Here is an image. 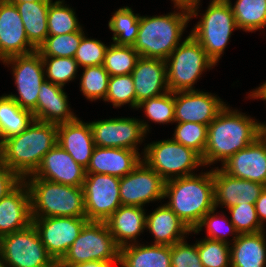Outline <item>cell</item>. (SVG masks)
Returning <instances> with one entry per match:
<instances>
[{"instance_id":"1","label":"cell","mask_w":266,"mask_h":267,"mask_svg":"<svg viewBox=\"0 0 266 267\" xmlns=\"http://www.w3.org/2000/svg\"><path fill=\"white\" fill-rule=\"evenodd\" d=\"M261 135L262 123L237 110H231L226 104L208 125L207 144L202 161L205 166L217 161L223 164Z\"/></svg>"},{"instance_id":"2","label":"cell","mask_w":266,"mask_h":267,"mask_svg":"<svg viewBox=\"0 0 266 267\" xmlns=\"http://www.w3.org/2000/svg\"><path fill=\"white\" fill-rule=\"evenodd\" d=\"M56 144L57 125L34 120L20 134L0 144V158L23 180L36 171L43 156Z\"/></svg>"},{"instance_id":"3","label":"cell","mask_w":266,"mask_h":267,"mask_svg":"<svg viewBox=\"0 0 266 267\" xmlns=\"http://www.w3.org/2000/svg\"><path fill=\"white\" fill-rule=\"evenodd\" d=\"M166 205L192 231L202 217L215 208L213 170L165 181Z\"/></svg>"},{"instance_id":"4","label":"cell","mask_w":266,"mask_h":267,"mask_svg":"<svg viewBox=\"0 0 266 267\" xmlns=\"http://www.w3.org/2000/svg\"><path fill=\"white\" fill-rule=\"evenodd\" d=\"M190 13L179 12L160 16H140V26L133 48L139 56L166 60L180 44L181 36L190 21Z\"/></svg>"},{"instance_id":"5","label":"cell","mask_w":266,"mask_h":267,"mask_svg":"<svg viewBox=\"0 0 266 267\" xmlns=\"http://www.w3.org/2000/svg\"><path fill=\"white\" fill-rule=\"evenodd\" d=\"M23 180L30 193L32 218L86 217L83 187L64 185L40 178Z\"/></svg>"},{"instance_id":"6","label":"cell","mask_w":266,"mask_h":267,"mask_svg":"<svg viewBox=\"0 0 266 267\" xmlns=\"http://www.w3.org/2000/svg\"><path fill=\"white\" fill-rule=\"evenodd\" d=\"M166 64L167 84L173 93L195 90L194 84L203 71L216 65L191 34L169 55Z\"/></svg>"},{"instance_id":"7","label":"cell","mask_w":266,"mask_h":267,"mask_svg":"<svg viewBox=\"0 0 266 267\" xmlns=\"http://www.w3.org/2000/svg\"><path fill=\"white\" fill-rule=\"evenodd\" d=\"M201 20L191 30V35L203 47L208 57L217 64L224 53L233 30L237 28L230 3L227 0L210 1Z\"/></svg>"},{"instance_id":"8","label":"cell","mask_w":266,"mask_h":267,"mask_svg":"<svg viewBox=\"0 0 266 267\" xmlns=\"http://www.w3.org/2000/svg\"><path fill=\"white\" fill-rule=\"evenodd\" d=\"M119 256L120 247L105 221H88L57 265L71 267L92 261H119Z\"/></svg>"},{"instance_id":"9","label":"cell","mask_w":266,"mask_h":267,"mask_svg":"<svg viewBox=\"0 0 266 267\" xmlns=\"http://www.w3.org/2000/svg\"><path fill=\"white\" fill-rule=\"evenodd\" d=\"M142 153V160L165 181L194 175V169L205 166L198 152L173 139L147 144Z\"/></svg>"},{"instance_id":"10","label":"cell","mask_w":266,"mask_h":267,"mask_svg":"<svg viewBox=\"0 0 266 267\" xmlns=\"http://www.w3.org/2000/svg\"><path fill=\"white\" fill-rule=\"evenodd\" d=\"M57 263L47 253L36 227L0 237L1 267H55Z\"/></svg>"},{"instance_id":"11","label":"cell","mask_w":266,"mask_h":267,"mask_svg":"<svg viewBox=\"0 0 266 267\" xmlns=\"http://www.w3.org/2000/svg\"><path fill=\"white\" fill-rule=\"evenodd\" d=\"M12 67L18 96L8 94L22 109L36 110L41 84L46 80L41 55L35 51L27 55H19L2 61Z\"/></svg>"},{"instance_id":"12","label":"cell","mask_w":266,"mask_h":267,"mask_svg":"<svg viewBox=\"0 0 266 267\" xmlns=\"http://www.w3.org/2000/svg\"><path fill=\"white\" fill-rule=\"evenodd\" d=\"M119 185L116 176L86 173L83 191L89 221H106L121 206Z\"/></svg>"},{"instance_id":"13","label":"cell","mask_w":266,"mask_h":267,"mask_svg":"<svg viewBox=\"0 0 266 267\" xmlns=\"http://www.w3.org/2000/svg\"><path fill=\"white\" fill-rule=\"evenodd\" d=\"M94 145L138 151L149 132V125L136 118H111L90 122Z\"/></svg>"},{"instance_id":"14","label":"cell","mask_w":266,"mask_h":267,"mask_svg":"<svg viewBox=\"0 0 266 267\" xmlns=\"http://www.w3.org/2000/svg\"><path fill=\"white\" fill-rule=\"evenodd\" d=\"M89 220L86 217L32 218L47 253L58 263Z\"/></svg>"},{"instance_id":"15","label":"cell","mask_w":266,"mask_h":267,"mask_svg":"<svg viewBox=\"0 0 266 267\" xmlns=\"http://www.w3.org/2000/svg\"><path fill=\"white\" fill-rule=\"evenodd\" d=\"M165 180L143 160L127 175L120 178L121 205L143 207L164 199Z\"/></svg>"},{"instance_id":"16","label":"cell","mask_w":266,"mask_h":267,"mask_svg":"<svg viewBox=\"0 0 266 267\" xmlns=\"http://www.w3.org/2000/svg\"><path fill=\"white\" fill-rule=\"evenodd\" d=\"M175 122L209 125L226 104L216 95L199 90L174 92Z\"/></svg>"},{"instance_id":"17","label":"cell","mask_w":266,"mask_h":267,"mask_svg":"<svg viewBox=\"0 0 266 267\" xmlns=\"http://www.w3.org/2000/svg\"><path fill=\"white\" fill-rule=\"evenodd\" d=\"M86 169L56 144L44 156L36 171L25 178H40L55 183L83 187Z\"/></svg>"},{"instance_id":"18","label":"cell","mask_w":266,"mask_h":267,"mask_svg":"<svg viewBox=\"0 0 266 267\" xmlns=\"http://www.w3.org/2000/svg\"><path fill=\"white\" fill-rule=\"evenodd\" d=\"M37 51L29 42L15 4L0 0V60Z\"/></svg>"},{"instance_id":"19","label":"cell","mask_w":266,"mask_h":267,"mask_svg":"<svg viewBox=\"0 0 266 267\" xmlns=\"http://www.w3.org/2000/svg\"><path fill=\"white\" fill-rule=\"evenodd\" d=\"M221 169L232 177L266 186V137L262 134L246 148L236 152L222 164Z\"/></svg>"},{"instance_id":"20","label":"cell","mask_w":266,"mask_h":267,"mask_svg":"<svg viewBox=\"0 0 266 267\" xmlns=\"http://www.w3.org/2000/svg\"><path fill=\"white\" fill-rule=\"evenodd\" d=\"M214 205L231 206L255 203L265 185L250 180L232 177L221 168L213 169Z\"/></svg>"},{"instance_id":"21","label":"cell","mask_w":266,"mask_h":267,"mask_svg":"<svg viewBox=\"0 0 266 267\" xmlns=\"http://www.w3.org/2000/svg\"><path fill=\"white\" fill-rule=\"evenodd\" d=\"M131 76L136 93V109L142 101L169 91L166 60L140 56Z\"/></svg>"},{"instance_id":"22","label":"cell","mask_w":266,"mask_h":267,"mask_svg":"<svg viewBox=\"0 0 266 267\" xmlns=\"http://www.w3.org/2000/svg\"><path fill=\"white\" fill-rule=\"evenodd\" d=\"M31 223L30 193L22 180L0 199V237L25 229Z\"/></svg>"},{"instance_id":"23","label":"cell","mask_w":266,"mask_h":267,"mask_svg":"<svg viewBox=\"0 0 266 267\" xmlns=\"http://www.w3.org/2000/svg\"><path fill=\"white\" fill-rule=\"evenodd\" d=\"M57 144L75 162L87 169L95 147L90 123L77 117L73 121L57 125Z\"/></svg>"},{"instance_id":"24","label":"cell","mask_w":266,"mask_h":267,"mask_svg":"<svg viewBox=\"0 0 266 267\" xmlns=\"http://www.w3.org/2000/svg\"><path fill=\"white\" fill-rule=\"evenodd\" d=\"M68 106V96L63 87L45 80L40 87L33 118L56 125L73 121L77 116Z\"/></svg>"},{"instance_id":"25","label":"cell","mask_w":266,"mask_h":267,"mask_svg":"<svg viewBox=\"0 0 266 267\" xmlns=\"http://www.w3.org/2000/svg\"><path fill=\"white\" fill-rule=\"evenodd\" d=\"M138 151L95 146L86 173L108 174L122 178L141 161Z\"/></svg>"},{"instance_id":"26","label":"cell","mask_w":266,"mask_h":267,"mask_svg":"<svg viewBox=\"0 0 266 267\" xmlns=\"http://www.w3.org/2000/svg\"><path fill=\"white\" fill-rule=\"evenodd\" d=\"M145 229L154 236V244L169 246L185 239L184 235L192 233L166 204L146 216Z\"/></svg>"},{"instance_id":"27","label":"cell","mask_w":266,"mask_h":267,"mask_svg":"<svg viewBox=\"0 0 266 267\" xmlns=\"http://www.w3.org/2000/svg\"><path fill=\"white\" fill-rule=\"evenodd\" d=\"M105 223L121 248L129 242L137 243L136 237L145 230L146 213L143 207L121 205Z\"/></svg>"},{"instance_id":"28","label":"cell","mask_w":266,"mask_h":267,"mask_svg":"<svg viewBox=\"0 0 266 267\" xmlns=\"http://www.w3.org/2000/svg\"><path fill=\"white\" fill-rule=\"evenodd\" d=\"M265 238L264 230L258 233L239 234L230 246L231 265L233 267H266Z\"/></svg>"},{"instance_id":"29","label":"cell","mask_w":266,"mask_h":267,"mask_svg":"<svg viewBox=\"0 0 266 267\" xmlns=\"http://www.w3.org/2000/svg\"><path fill=\"white\" fill-rule=\"evenodd\" d=\"M121 267H171V246L130 243L120 248Z\"/></svg>"},{"instance_id":"30","label":"cell","mask_w":266,"mask_h":267,"mask_svg":"<svg viewBox=\"0 0 266 267\" xmlns=\"http://www.w3.org/2000/svg\"><path fill=\"white\" fill-rule=\"evenodd\" d=\"M50 2H10L15 4L21 16L26 36L36 49L48 36L47 15Z\"/></svg>"},{"instance_id":"31","label":"cell","mask_w":266,"mask_h":267,"mask_svg":"<svg viewBox=\"0 0 266 267\" xmlns=\"http://www.w3.org/2000/svg\"><path fill=\"white\" fill-rule=\"evenodd\" d=\"M34 121L31 111L22 109L7 95L0 96V144L20 134Z\"/></svg>"},{"instance_id":"32","label":"cell","mask_w":266,"mask_h":267,"mask_svg":"<svg viewBox=\"0 0 266 267\" xmlns=\"http://www.w3.org/2000/svg\"><path fill=\"white\" fill-rule=\"evenodd\" d=\"M232 8L238 29L253 32L266 27V0H236Z\"/></svg>"},{"instance_id":"33","label":"cell","mask_w":266,"mask_h":267,"mask_svg":"<svg viewBox=\"0 0 266 267\" xmlns=\"http://www.w3.org/2000/svg\"><path fill=\"white\" fill-rule=\"evenodd\" d=\"M132 8L126 6L115 11L108 22L109 29L113 32L114 44L133 46L136 42L140 15L133 13Z\"/></svg>"},{"instance_id":"34","label":"cell","mask_w":266,"mask_h":267,"mask_svg":"<svg viewBox=\"0 0 266 267\" xmlns=\"http://www.w3.org/2000/svg\"><path fill=\"white\" fill-rule=\"evenodd\" d=\"M139 57L133 46L113 43L106 49L103 67L110 77L131 74Z\"/></svg>"},{"instance_id":"35","label":"cell","mask_w":266,"mask_h":267,"mask_svg":"<svg viewBox=\"0 0 266 267\" xmlns=\"http://www.w3.org/2000/svg\"><path fill=\"white\" fill-rule=\"evenodd\" d=\"M64 3L63 0L50 2L47 15L48 35L69 34L82 29L74 9Z\"/></svg>"},{"instance_id":"36","label":"cell","mask_w":266,"mask_h":267,"mask_svg":"<svg viewBox=\"0 0 266 267\" xmlns=\"http://www.w3.org/2000/svg\"><path fill=\"white\" fill-rule=\"evenodd\" d=\"M84 35L83 29L69 34L48 35L37 52L41 57H74Z\"/></svg>"},{"instance_id":"37","label":"cell","mask_w":266,"mask_h":267,"mask_svg":"<svg viewBox=\"0 0 266 267\" xmlns=\"http://www.w3.org/2000/svg\"><path fill=\"white\" fill-rule=\"evenodd\" d=\"M80 77V88L87 99L95 101L97 99L105 100L108 91L109 73L103 65L88 66L83 68Z\"/></svg>"},{"instance_id":"38","label":"cell","mask_w":266,"mask_h":267,"mask_svg":"<svg viewBox=\"0 0 266 267\" xmlns=\"http://www.w3.org/2000/svg\"><path fill=\"white\" fill-rule=\"evenodd\" d=\"M138 108H144L146 117L155 123H175L174 93L171 91L142 101Z\"/></svg>"},{"instance_id":"39","label":"cell","mask_w":266,"mask_h":267,"mask_svg":"<svg viewBox=\"0 0 266 267\" xmlns=\"http://www.w3.org/2000/svg\"><path fill=\"white\" fill-rule=\"evenodd\" d=\"M45 79L64 87L76 77L78 63L74 57H42Z\"/></svg>"},{"instance_id":"40","label":"cell","mask_w":266,"mask_h":267,"mask_svg":"<svg viewBox=\"0 0 266 267\" xmlns=\"http://www.w3.org/2000/svg\"><path fill=\"white\" fill-rule=\"evenodd\" d=\"M105 101L111 102L115 108L128 103L132 108H136V93L131 74L109 78Z\"/></svg>"},{"instance_id":"41","label":"cell","mask_w":266,"mask_h":267,"mask_svg":"<svg viewBox=\"0 0 266 267\" xmlns=\"http://www.w3.org/2000/svg\"><path fill=\"white\" fill-rule=\"evenodd\" d=\"M208 126L201 123H178L173 134V140L189 147L201 156L207 144Z\"/></svg>"},{"instance_id":"42","label":"cell","mask_w":266,"mask_h":267,"mask_svg":"<svg viewBox=\"0 0 266 267\" xmlns=\"http://www.w3.org/2000/svg\"><path fill=\"white\" fill-rule=\"evenodd\" d=\"M230 244L204 238L197 242V249L203 267H228L231 265Z\"/></svg>"},{"instance_id":"43","label":"cell","mask_w":266,"mask_h":267,"mask_svg":"<svg viewBox=\"0 0 266 267\" xmlns=\"http://www.w3.org/2000/svg\"><path fill=\"white\" fill-rule=\"evenodd\" d=\"M215 210L216 208L212 209L211 211H209L207 214H205L201 221L199 222V224L196 226V228L194 230H192L191 232L194 233H199L203 227H206L207 229V239H211V240H217L220 242H225L230 244V241H228L227 235H230L232 233L233 236V241L238 237L239 232L236 230L234 224L229 220L226 219L224 217L221 216H217V214L215 215ZM221 217V218H220ZM229 220V221H228ZM225 225L227 227H225ZM224 226V227H223ZM225 228L226 232H224L223 228ZM222 229V230H221Z\"/></svg>"},{"instance_id":"44","label":"cell","mask_w":266,"mask_h":267,"mask_svg":"<svg viewBox=\"0 0 266 267\" xmlns=\"http://www.w3.org/2000/svg\"><path fill=\"white\" fill-rule=\"evenodd\" d=\"M227 210L231 213L230 221L239 234L258 233L264 230L258 220L255 203L231 206Z\"/></svg>"},{"instance_id":"45","label":"cell","mask_w":266,"mask_h":267,"mask_svg":"<svg viewBox=\"0 0 266 267\" xmlns=\"http://www.w3.org/2000/svg\"><path fill=\"white\" fill-rule=\"evenodd\" d=\"M108 46L102 43L101 40L89 39L83 36L79 47L74 55L78 66L88 67L103 65L105 52Z\"/></svg>"},{"instance_id":"46","label":"cell","mask_w":266,"mask_h":267,"mask_svg":"<svg viewBox=\"0 0 266 267\" xmlns=\"http://www.w3.org/2000/svg\"><path fill=\"white\" fill-rule=\"evenodd\" d=\"M171 267H203L197 243L189 245L185 239L171 246Z\"/></svg>"},{"instance_id":"47","label":"cell","mask_w":266,"mask_h":267,"mask_svg":"<svg viewBox=\"0 0 266 267\" xmlns=\"http://www.w3.org/2000/svg\"><path fill=\"white\" fill-rule=\"evenodd\" d=\"M22 179L9 169L0 158V199L11 192Z\"/></svg>"},{"instance_id":"48","label":"cell","mask_w":266,"mask_h":267,"mask_svg":"<svg viewBox=\"0 0 266 267\" xmlns=\"http://www.w3.org/2000/svg\"><path fill=\"white\" fill-rule=\"evenodd\" d=\"M174 3V8L186 9L190 13V17L198 16V6L200 0H171Z\"/></svg>"},{"instance_id":"49","label":"cell","mask_w":266,"mask_h":267,"mask_svg":"<svg viewBox=\"0 0 266 267\" xmlns=\"http://www.w3.org/2000/svg\"><path fill=\"white\" fill-rule=\"evenodd\" d=\"M255 208L258 220L260 224L264 227V222H266V187L256 200Z\"/></svg>"},{"instance_id":"50","label":"cell","mask_w":266,"mask_h":267,"mask_svg":"<svg viewBox=\"0 0 266 267\" xmlns=\"http://www.w3.org/2000/svg\"><path fill=\"white\" fill-rule=\"evenodd\" d=\"M117 263L119 265V261H92L80 264H74L71 267H113L112 265Z\"/></svg>"},{"instance_id":"51","label":"cell","mask_w":266,"mask_h":267,"mask_svg":"<svg viewBox=\"0 0 266 267\" xmlns=\"http://www.w3.org/2000/svg\"><path fill=\"white\" fill-rule=\"evenodd\" d=\"M250 98L262 99L266 101V82L263 83L260 87L256 88L249 94Z\"/></svg>"},{"instance_id":"52","label":"cell","mask_w":266,"mask_h":267,"mask_svg":"<svg viewBox=\"0 0 266 267\" xmlns=\"http://www.w3.org/2000/svg\"><path fill=\"white\" fill-rule=\"evenodd\" d=\"M8 2H38V1H52V0H7Z\"/></svg>"},{"instance_id":"53","label":"cell","mask_w":266,"mask_h":267,"mask_svg":"<svg viewBox=\"0 0 266 267\" xmlns=\"http://www.w3.org/2000/svg\"><path fill=\"white\" fill-rule=\"evenodd\" d=\"M262 134L266 137V127H262Z\"/></svg>"}]
</instances>
